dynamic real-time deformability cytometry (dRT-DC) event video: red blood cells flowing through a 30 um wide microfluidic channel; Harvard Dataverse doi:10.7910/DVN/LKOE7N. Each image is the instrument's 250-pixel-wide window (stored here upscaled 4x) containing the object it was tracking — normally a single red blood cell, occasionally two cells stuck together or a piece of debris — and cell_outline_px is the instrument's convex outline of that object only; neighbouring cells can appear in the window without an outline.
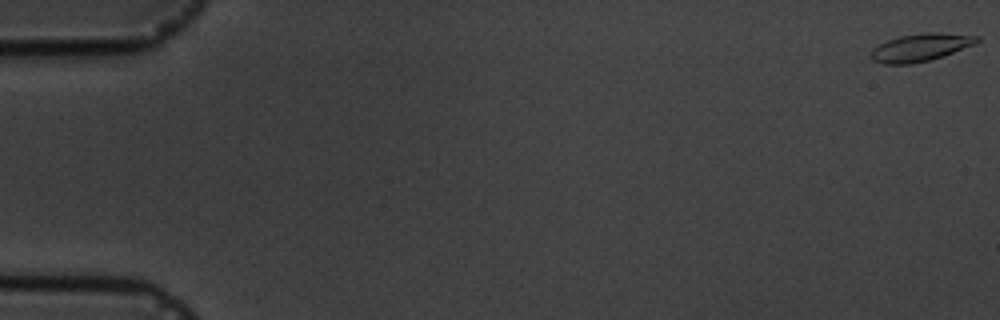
{"species": "common noctule bat (a hibernating species)", "species_latin": "Nyctalus noctula", "temperature_condition": "cold", "stored_images_in_passage": 4, "camera_frame_rate_fps": 3000, "um_per_image_px": 0.085, "animal": {"sex": "male", "body_mass_g": 19.5, "forearm_length_mm": 54.6}, "frame": {"image": 1, "passage_image": 1, "time_ms": 0.0, "image_size_px": [1000, 320], "cell_outline_px": [[980, 40], [976, 44], [944, 56], [912, 64], [884, 64], [872, 60], [868, 56], [872, 48], [888, 40], [900, 36], [928, 32], [936, 32], [980, 36]], "centroid_in_image_um": [78.24, 4.04], "position_along_channel_um": 6.8, "area_um2": 17.22}}